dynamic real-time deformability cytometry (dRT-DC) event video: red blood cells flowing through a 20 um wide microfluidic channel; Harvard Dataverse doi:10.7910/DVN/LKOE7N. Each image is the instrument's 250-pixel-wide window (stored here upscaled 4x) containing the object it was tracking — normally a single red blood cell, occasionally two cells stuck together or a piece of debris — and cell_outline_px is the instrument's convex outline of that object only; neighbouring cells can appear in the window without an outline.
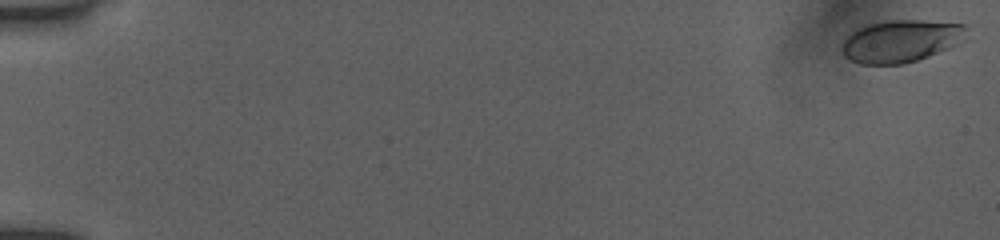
{"species": "human", "species_latin": "Homo sapiens", "temperature_condition": "room temperature", "stored_images_in_passage": 54, "camera_frame_rate_fps": 3000, "um_per_image_px": 0.085, "donor": {"sex": "female"}, "frame": {"image": 1, "passage_image": 1, "time_ms": 0.0, "image_size_px": [1000, 240], "cell_outline_px": [[968, 24], [948, 48], [928, 56], [916, 60], [900, 64], [860, 64], [848, 60], [840, 52], [840, 44], [856, 28], [868, 24], [888, 20], [920, 20]], "centroid_in_image_um": [76.4, 3.49], "position_along_channel_um": 8.6, "area_um2": 30.17}}
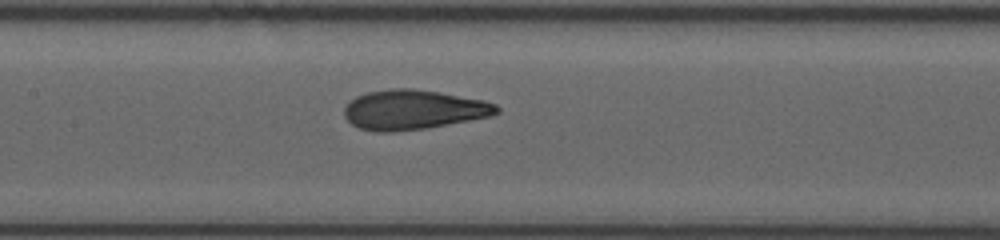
{"frame": {"image": 2, "passage_image": 28, "time_ms": 9.0, "image_size_px": [1000, 240], "cell_outline_px": [[500, 112], [492, 116], [428, 128], [396, 132], [376, 132], [360, 128], [352, 124], [344, 116], [344, 108], [356, 96], [368, 92], [388, 88], [412, 88], [440, 92], [484, 100], [496, 104], [500, 108]], "centroid_in_image_um": [35.16, 9.33], "position_along_channel_um": 172.2, "area_um2": 35.49}}
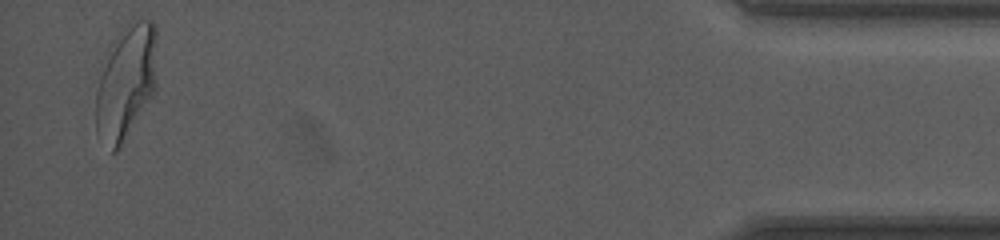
{"frame": {"image": 3, "passage_image": 53, "time_ms": 17.333, "image_size_px": [1000, 240], "cell_outline_px": [[156, 88], [120, 148], [116, 152], [112, 152], [96, 132], [96, 92], [104, 52], [116, 36], [136, 20], [152, 20], [156, 24]], "centroid_in_image_um": [10.69, 6.97], "position_along_channel_um": 424.5, "area_um2": 40.86}, "authors_computed_cell_mechanics": {"area_um2": 34.3043, "velocity_mm_per_s": 3.9084, "shape_relaxation_time_tau1_ms": 4.1469, "shape_relaxation_time_tau2_ms": 1.0379, "deformation_change_tau1": 0.1972, "deformation_change_tau2": 0.0859}}